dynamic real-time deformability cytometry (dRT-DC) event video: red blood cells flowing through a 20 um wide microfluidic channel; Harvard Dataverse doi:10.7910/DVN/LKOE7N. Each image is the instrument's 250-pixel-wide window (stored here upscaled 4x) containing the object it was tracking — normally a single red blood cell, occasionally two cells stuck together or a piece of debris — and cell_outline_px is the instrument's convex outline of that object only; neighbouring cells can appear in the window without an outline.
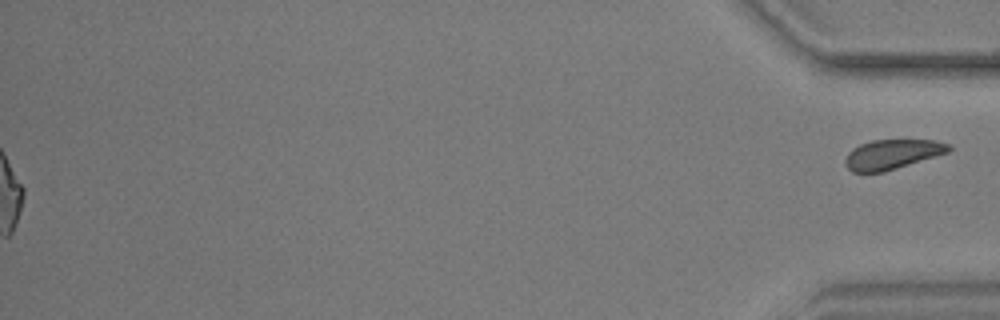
{"species": "common noctule bat (a hibernating species)", "species_latin": "Nyctalus noctula", "temperature_condition": "warm", "stored_images_in_passage": 43, "segment_of_instrument_passage": [2, 2], "camera_frame_rate_fps": 3000, "um_per_image_px": 0.085, "animal": {"sex": "male", "body_mass_g": 17.9, "forearm_length_mm": 54.2}, "frame": {"image": 1, "passage_image": 43, "time_ms": 14.0, "image_size_px": [1000, 320], "cell_outline_px": [[952, 148], [948, 152], [884, 172], [852, 172], [844, 164], [844, 160], [848, 152], [852, 148], [860, 144], [872, 140], [932, 140], [952, 144]], "centroid_in_image_um": [75.81, 13.11], "position_along_channel_um": 359.4, "area_um2": 17.92}}